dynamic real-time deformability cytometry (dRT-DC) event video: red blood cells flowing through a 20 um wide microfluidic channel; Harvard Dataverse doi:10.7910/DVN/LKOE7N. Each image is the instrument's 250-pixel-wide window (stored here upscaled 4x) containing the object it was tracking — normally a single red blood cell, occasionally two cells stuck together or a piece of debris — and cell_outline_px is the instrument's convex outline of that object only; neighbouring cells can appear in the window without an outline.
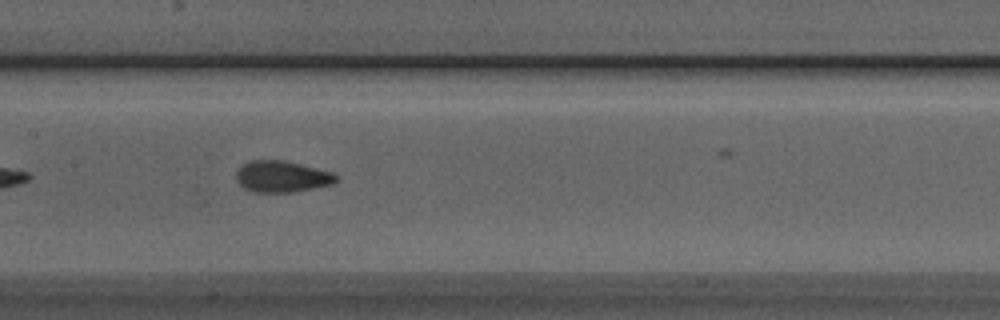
{"species": "Egyptian fruit bat (a non-hibernating species)", "species_latin": "Rousettus aegyptiacus", "temperature_condition": "room temperature", "stored_images_in_passage": 30, "camera_frame_rate_fps": 3000, "um_per_image_px": 0.085, "animal": {"sex": "male"}, "frame": {"image": 1, "passage_image": 12, "time_ms": 3.667, "image_size_px": [1000, 320], "cell_outline_px": [[340, 180], [332, 184], [292, 192], [252, 192], [244, 188], [236, 180], [236, 172], [248, 160], [284, 160], [332, 172], [340, 176]], "centroid_in_image_um": [23.98, 15.0], "position_along_channel_um": 183.4, "area_um2": 18.32}}
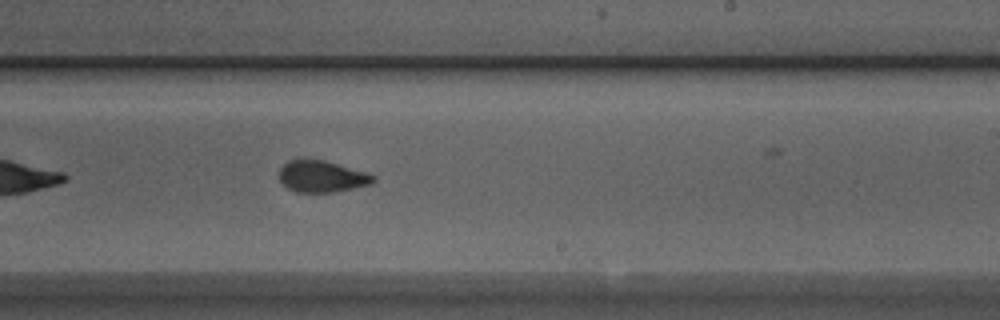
{"frame": {"image": 2, "passage_image": 18, "time_ms": 5.667, "image_size_px": [1000, 320], "cell_outline_px": [[376, 180], [372, 184], [332, 192], [296, 192], [288, 188], [280, 180], [280, 168], [288, 160], [324, 160], [368, 172], [376, 176]], "centroid_in_image_um": [27.4, 15.0], "position_along_channel_um": 261.6, "area_um2": 17.22}}
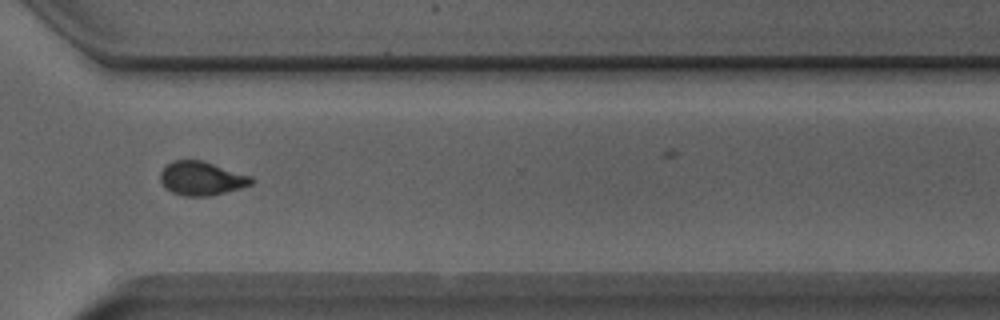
{"frame": {"image": 3, "passage_image": 25, "time_ms": 8.0, "image_size_px": [1000, 320], "cell_outline_px": [[256, 180], [252, 184], [240, 188], [208, 196], [184, 196], [172, 192], [164, 188], [160, 180], [160, 172], [172, 160], [204, 160], [252, 176]], "centroid_in_image_um": [17.14, 15.15], "position_along_channel_um": 353.5, "area_um2": 18.09}, "authors_computed_cell_mechanics": {"area_um2": 18.0914, "velocity_mm_per_s": 3.9284, "shape_relaxation_time_tau1_ms": 5.8613, "shape_relaxation_time_tau2_ms": 1.0332, "deformation_change_tau1": 0.134, "deformation_change_tau2": 0.0468}}